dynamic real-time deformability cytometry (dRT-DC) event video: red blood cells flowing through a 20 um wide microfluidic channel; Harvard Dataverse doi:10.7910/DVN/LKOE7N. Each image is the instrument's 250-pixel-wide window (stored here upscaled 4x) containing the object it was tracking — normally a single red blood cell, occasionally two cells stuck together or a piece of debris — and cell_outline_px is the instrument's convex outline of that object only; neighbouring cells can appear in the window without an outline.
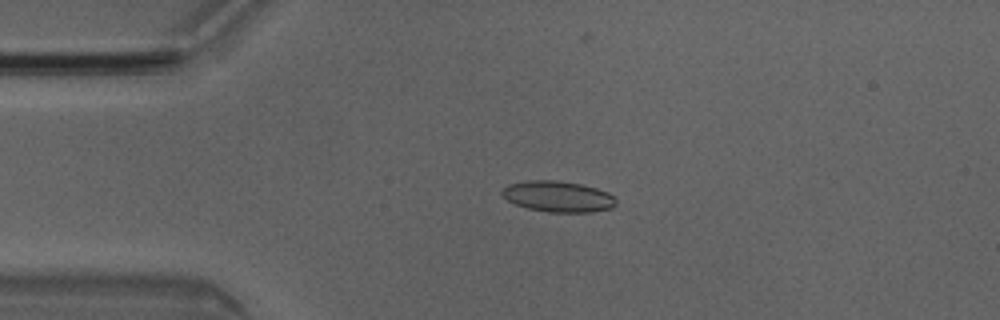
{"species": "Egyptian fruit bat (a non-hibernating species)", "species_latin": "Rousettus aegyptiacus", "temperature_condition": "room temperature", "stored_images_in_passage": 4, "camera_frame_rate_fps": 3000, "um_per_image_px": 0.085, "animal": {"sex": "male"}, "frame": {"image": 1, "passage_image": 3, "time_ms": 0.667, "image_size_px": [1000, 320], "cell_outline_px": [[616, 204], [612, 208], [592, 212], [548, 212], [528, 208], [516, 204], [508, 200], [500, 192], [508, 184], [528, 180], [556, 180], [580, 184], [596, 188], [608, 192], [616, 200]], "centroid_in_image_um": [47.44, 16.7], "position_along_channel_um": 37.6, "area_um2": 20.46}}